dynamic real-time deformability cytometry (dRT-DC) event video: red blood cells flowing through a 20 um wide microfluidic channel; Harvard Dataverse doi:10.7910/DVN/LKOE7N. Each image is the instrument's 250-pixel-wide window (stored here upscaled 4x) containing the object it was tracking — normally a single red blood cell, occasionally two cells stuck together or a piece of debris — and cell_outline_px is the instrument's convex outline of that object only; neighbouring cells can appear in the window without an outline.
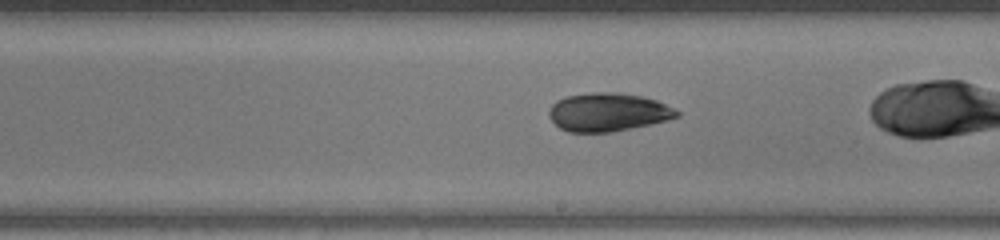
{"species": "human", "species_latin": "Homo sapiens", "temperature_condition": "warm", "stored_images_in_passage": 45, "camera_frame_rate_fps": 3000, "um_per_image_px": 0.085, "donor": {"sex": "female"}, "frame": {"image": 1, "passage_image": 24, "time_ms": 7.667, "image_size_px": [1000, 240], "cell_outline_px": [[680, 116], [668, 120], [612, 132], [568, 132], [560, 128], [548, 116], [548, 112], [552, 104], [556, 100], [564, 96], [588, 92], [620, 92], [644, 96], [656, 100], [680, 112]], "centroid_in_image_um": [51.65, 9.52], "position_along_channel_um": 237.3, "area_um2": 28.78}}
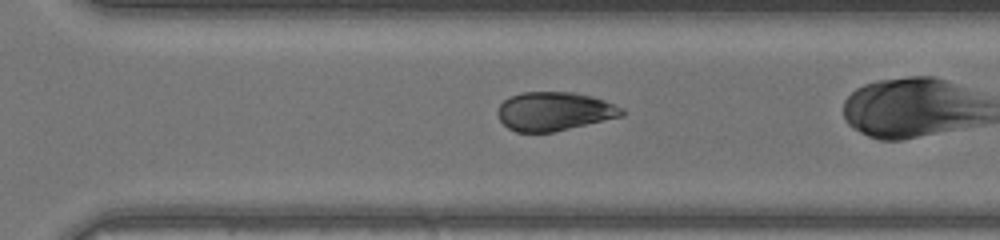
{"frame": {"image": 2, "passage_image": 30, "time_ms": 9.667, "image_size_px": [1000, 240], "cell_outline_px": [[624, 116], [552, 132], [516, 132], [508, 128], [500, 120], [496, 112], [500, 104], [504, 100], [520, 92], [572, 92], [592, 96], [604, 100], [624, 108]], "centroid_in_image_um": [47.12, 9.46], "position_along_channel_um": 323.5, "area_um2": 28.03}, "authors_computed_cell_mechanics": {"area_um2": 29.3624, "velocity_mm_per_s": 4.2959, "shape_relaxation_time_tau1_ms": 3.5671, "shape_relaxation_time_tau2_ms": 10.8527, "deformation_change_tau1": 0.103, "deformation_change_tau2": 0.1671}}